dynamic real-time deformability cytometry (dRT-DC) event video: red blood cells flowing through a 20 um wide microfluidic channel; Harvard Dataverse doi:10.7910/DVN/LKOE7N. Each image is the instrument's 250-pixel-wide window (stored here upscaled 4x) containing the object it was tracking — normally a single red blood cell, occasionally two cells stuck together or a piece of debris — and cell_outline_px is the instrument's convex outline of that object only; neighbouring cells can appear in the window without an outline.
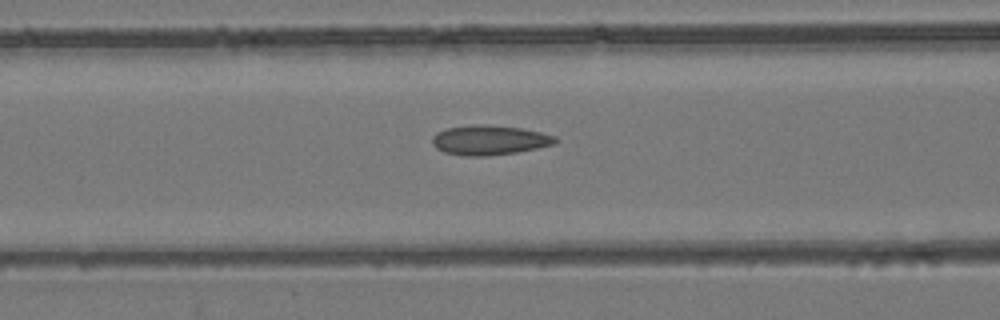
{"species": "common noctule bat (a hibernating species)", "species_latin": "Nyctalus noctula", "temperature_condition": "room temperature", "stored_images_in_passage": 55, "camera_frame_rate_fps": 3000, "um_per_image_px": 0.085, "animal": {"sex": "female", "body_mass_g": 24.6, "forearm_length_mm": 56.2}, "frame": {"image": 1, "passage_image": 23, "time_ms": 7.333, "image_size_px": [1000, 320], "cell_outline_px": [[560, 140], [556, 144], [516, 152], [488, 156], [464, 156], [444, 152], [436, 148], [432, 144], [432, 136], [436, 132], [448, 128], [484, 124], [520, 128], [540, 132], [556, 136]], "centroid_in_image_um": [41.61, 11.92], "position_along_channel_um": 125.0, "area_um2": 21.27}}
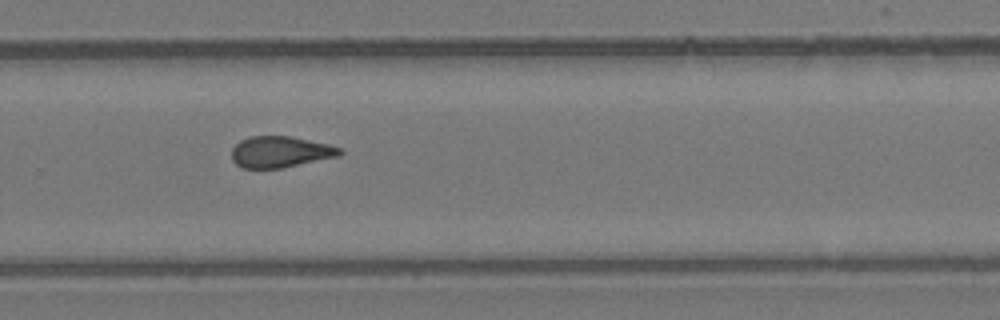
{"frame": {"image": 2, "passage_image": 37, "time_ms": 12.0, "image_size_px": [1000, 320], "cell_outline_px": [[344, 152], [340, 156], [280, 168], [244, 168], [236, 164], [232, 160], [232, 148], [240, 140], [248, 136], [288, 136], [328, 144], [340, 148]], "centroid_in_image_um": [23.81, 12.91], "position_along_channel_um": 306.0, "area_um2": 19.59}}
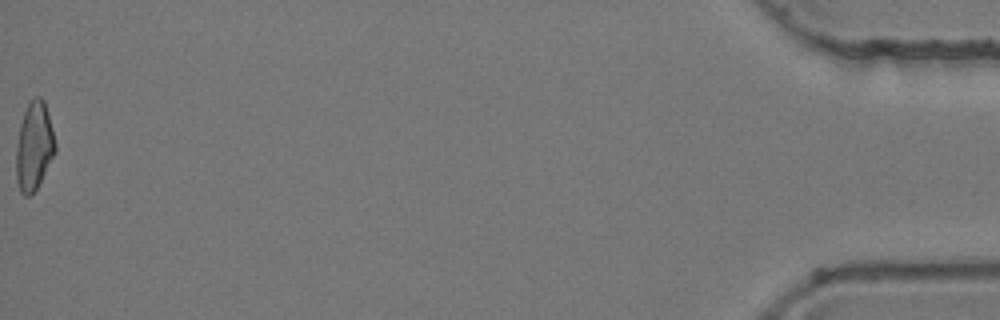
{"frame": {"image": 3, "passage_image": 55, "time_ms": 18.0, "image_size_px": [1000, 320], "cell_outline_px": [[56, 152], [36, 188], [28, 196], [24, 196], [20, 192], [16, 180], [16, 144], [20, 124], [24, 112], [28, 104], [36, 96], [40, 96], [44, 100], [56, 144]], "centroid_in_image_um": [2.88, 12.43], "position_along_channel_um": 432.3, "area_um2": 19.94}, "authors_computed_cell_mechanics": {"area_um2": 20.3456, "velocity_mm_per_s": 3.8832, "shape_relaxation_time_tau1_ms": null, "shape_relaxation_time_tau2_ms": 2.9873, "deformation_change_tau1": null, "deformation_change_tau2": 0.094}}